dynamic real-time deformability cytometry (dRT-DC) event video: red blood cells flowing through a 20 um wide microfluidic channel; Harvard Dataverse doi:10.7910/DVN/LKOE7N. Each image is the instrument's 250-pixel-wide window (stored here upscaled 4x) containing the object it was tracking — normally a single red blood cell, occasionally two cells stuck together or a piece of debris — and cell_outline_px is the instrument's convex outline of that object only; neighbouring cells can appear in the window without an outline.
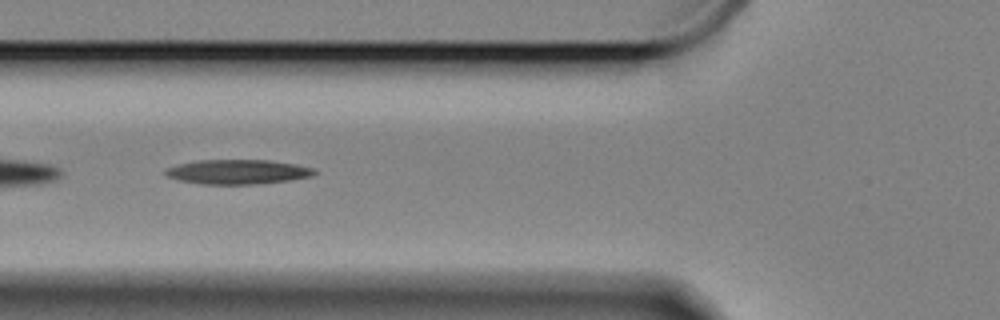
{"species": "Egyptian fruit bat (a non-hibernating species)", "species_latin": "Rousettus aegyptiacus", "temperature_condition": "cold", "stored_images_in_passage": 19, "camera_frame_rate_fps": 3000, "um_per_image_px": 0.085, "animal": {"sex": "female"}, "frame": {"image": 1, "passage_image": 6, "time_ms": 1.667, "image_size_px": [1000, 320], "cell_outline_px": [[316, 172], [312, 176], [288, 180], [252, 184], [200, 184], [180, 180], [168, 176], [164, 172], [168, 168], [180, 164], [196, 160], [268, 160], [296, 164], [312, 168]], "centroid_in_image_um": [20.2, 14.6], "position_along_channel_um": 105.6, "area_um2": 20.98}}